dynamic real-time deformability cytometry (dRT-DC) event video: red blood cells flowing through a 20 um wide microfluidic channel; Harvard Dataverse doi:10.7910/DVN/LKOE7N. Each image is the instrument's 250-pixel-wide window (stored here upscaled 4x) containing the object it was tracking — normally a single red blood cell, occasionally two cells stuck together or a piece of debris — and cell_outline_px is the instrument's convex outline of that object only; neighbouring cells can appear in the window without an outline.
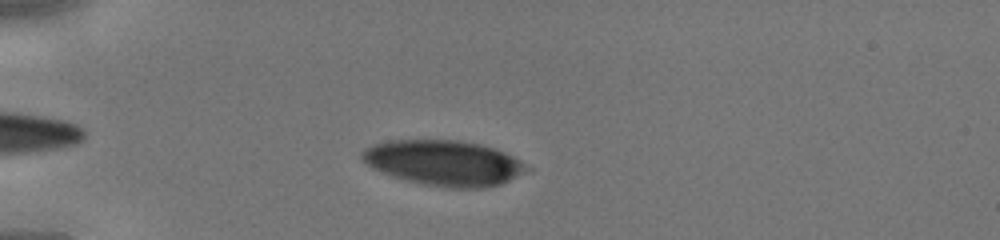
{"species": "human", "species_latin": "Homo sapiens", "temperature_condition": "cold", "stored_images_in_passage": 32, "camera_frame_rate_fps": 3000, "um_per_image_px": 0.085, "donor": {"sex": "male"}, "frame": {"image": 1, "passage_image": 5, "time_ms": 1.333, "image_size_px": [1000, 240], "cell_outline_px": [[532, 172], [500, 184], [484, 188], [452, 188], [424, 184], [392, 176], [372, 168], [360, 156], [360, 152], [364, 148], [372, 144], [392, 140], [460, 140], [480, 144], [504, 152], [520, 160], [532, 168]], "centroid_in_image_um": [37.79, 13.85], "position_along_channel_um": 47.2, "area_um2": 43.75}}
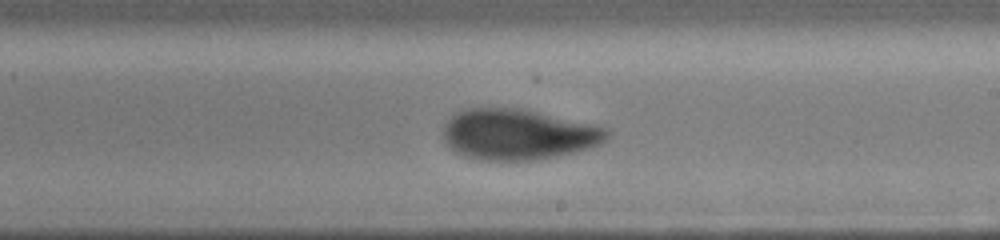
{"frame": {"image": 2, "passage_image": 20, "time_ms": 6.333, "image_size_px": [1000, 240], "cell_outline_px": [[612, 132], [600, 144], [576, 152], [540, 160], [484, 160], [464, 156], [456, 152], [444, 140], [440, 128], [448, 116], [456, 112], [468, 108], [516, 108], [592, 124], [608, 128]], "centroid_in_image_um": [43.99, 11.43], "position_along_channel_um": 245.0, "area_um2": 48.55}}
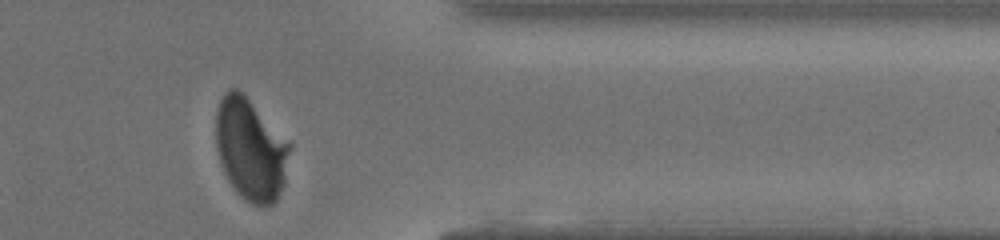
{"frame": {"image": 3, "passage_image": 30, "time_ms": 9.667, "image_size_px": [1000, 240], "cell_outline_px": [[292, 148], [284, 184], [276, 200], [272, 204], [252, 204], [240, 196], [228, 180], [224, 172], [216, 148], [216, 112], [220, 100], [224, 92], [228, 88], [236, 88], [292, 140]], "centroid_in_image_um": [21.34, 12.67], "position_along_channel_um": 390.1, "area_um2": 44.33}}